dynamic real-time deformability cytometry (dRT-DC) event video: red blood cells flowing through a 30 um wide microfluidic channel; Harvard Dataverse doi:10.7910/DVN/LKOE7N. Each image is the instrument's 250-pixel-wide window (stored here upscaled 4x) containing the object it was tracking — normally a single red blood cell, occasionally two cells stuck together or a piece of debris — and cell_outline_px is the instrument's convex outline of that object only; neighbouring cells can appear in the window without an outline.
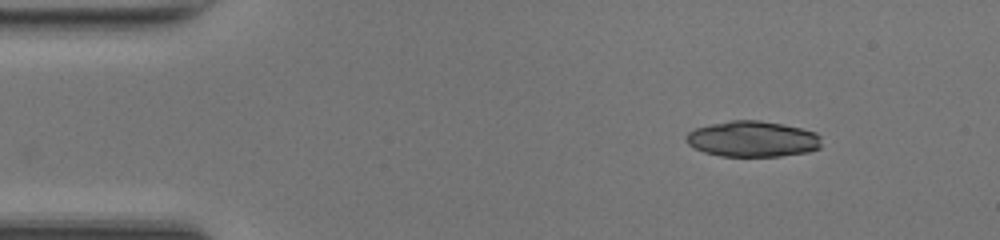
{"species": "common noctule bat (a hibernating species)", "species_latin": "Nyctalus noctula", "temperature_condition": "room temperature", "stored_images_in_passage": 32, "camera_frame_rate_fps": 3000, "um_per_image_px": 0.085, "animal": {"sex": "female", "body_mass_g": 17.0, "forearm_length_mm": 48.0}, "frame": {"image": 1, "passage_image": 1, "time_ms": 0.0, "image_size_px": [1000, 240], "cell_outline_px": [[820, 148], [808, 152], [780, 156], [720, 156], [704, 152], [688, 144], [684, 140], [684, 136], [688, 132], [696, 128], [712, 124], [732, 120], [760, 120], [784, 124], [816, 132], [820, 136]], "centroid_in_image_um": [63.96, 11.81], "position_along_channel_um": 21.0, "area_um2": 28.32}}